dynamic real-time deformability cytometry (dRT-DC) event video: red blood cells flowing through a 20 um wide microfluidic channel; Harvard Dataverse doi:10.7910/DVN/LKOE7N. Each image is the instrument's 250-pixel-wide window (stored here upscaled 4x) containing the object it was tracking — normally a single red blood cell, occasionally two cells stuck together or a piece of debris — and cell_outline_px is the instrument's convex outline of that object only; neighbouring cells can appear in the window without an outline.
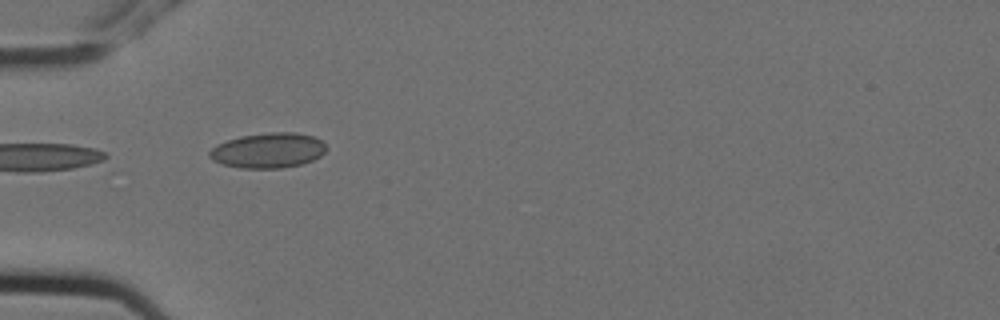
{"species": "Egyptian fruit bat (a non-hibernating species)", "species_latin": "Rousettus aegyptiacus", "temperature_condition": "cold", "stored_images_in_passage": 3, "camera_frame_rate_fps": 3000, "um_per_image_px": 0.085, "animal": {"sex": "female"}, "frame": {"image": 1, "passage_image": 2, "time_ms": 0.333, "image_size_px": [1000, 320], "cell_outline_px": [[328, 148], [320, 156], [312, 160], [300, 164], [280, 168], [240, 168], [224, 164], [212, 160], [208, 156], [208, 152], [216, 144], [240, 136], [268, 132], [296, 132], [312, 136], [320, 140]], "centroid_in_image_um": [22.77, 12.78], "position_along_channel_um": 62.2, "area_um2": 23.87}}